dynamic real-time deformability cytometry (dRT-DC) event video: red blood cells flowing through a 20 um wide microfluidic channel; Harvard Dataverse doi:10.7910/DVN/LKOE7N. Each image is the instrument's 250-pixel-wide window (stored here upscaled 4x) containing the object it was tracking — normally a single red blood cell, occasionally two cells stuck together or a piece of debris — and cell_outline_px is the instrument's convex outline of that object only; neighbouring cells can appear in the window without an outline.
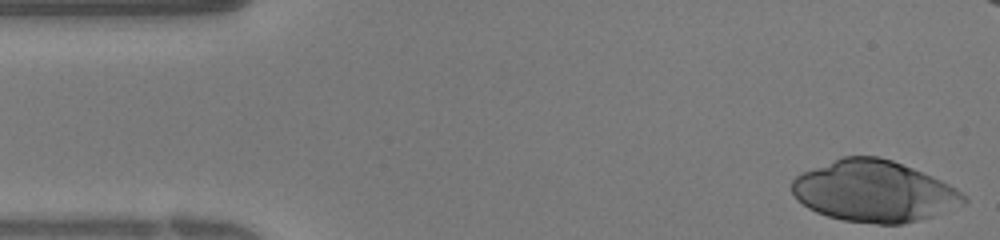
{"species": "human", "species_latin": "Homo sapiens", "temperature_condition": "warm", "stored_images_in_passage": 10, "camera_frame_rate_fps": 3000, "um_per_image_px": 0.085, "donor": {"sex": "female"}, "frame": {"image": 1, "passage_image": 1, "time_ms": 0.0, "image_size_px": [1000, 240], "cell_outline_px": [[968, 200], [964, 204], [932, 216], [904, 224], [876, 224], [844, 220], [828, 216], [816, 212], [808, 208], [796, 200], [792, 192], [792, 180], [796, 176], [804, 172], [840, 156], [880, 156], [892, 160], [932, 176], [956, 188], [968, 196]], "centroid_in_image_um": [74.29, 16.26], "position_along_channel_um": 10.7, "area_um2": 61.38}}